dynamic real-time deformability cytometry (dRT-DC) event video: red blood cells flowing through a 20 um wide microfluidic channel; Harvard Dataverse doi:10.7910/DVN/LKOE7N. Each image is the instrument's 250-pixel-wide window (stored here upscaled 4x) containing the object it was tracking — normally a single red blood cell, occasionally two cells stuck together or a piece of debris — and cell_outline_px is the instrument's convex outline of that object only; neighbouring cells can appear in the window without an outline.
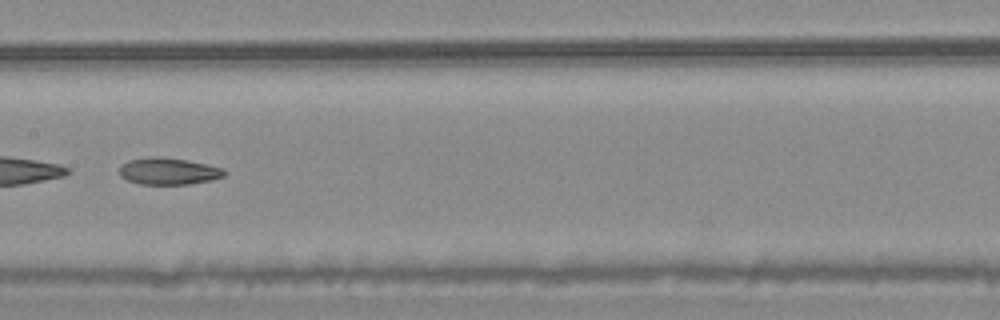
{"species": "common noctule bat (a hibernating species)", "species_latin": "Nyctalus noctula", "temperature_condition": "warm", "stored_images_in_passage": 38, "camera_frame_rate_fps": 3000, "um_per_image_px": 0.085, "animal": {"sex": "male", "body_mass_g": 20.4}, "frame": {"image": 1, "passage_image": 12, "time_ms": 3.667, "image_size_px": [1000, 320], "cell_outline_px": [[224, 176], [212, 180], [188, 184], [140, 184], [128, 180], [120, 176], [120, 164], [128, 160], [148, 156], [156, 156], [188, 160], [224, 168]], "centroid_in_image_um": [14.29, 14.54], "position_along_channel_um": 193.1, "area_um2": 16.47}, "authors_computed_cell_mechanics": {"area_um2": 16.9643, "velocity_mm_per_s": 3.7376, "shape_relaxation_time_tau1_ms": null, "shape_relaxation_time_tau2_ms": 9.7725, "deformation_change_tau1": null, "deformation_change_tau2": 0.1894}}